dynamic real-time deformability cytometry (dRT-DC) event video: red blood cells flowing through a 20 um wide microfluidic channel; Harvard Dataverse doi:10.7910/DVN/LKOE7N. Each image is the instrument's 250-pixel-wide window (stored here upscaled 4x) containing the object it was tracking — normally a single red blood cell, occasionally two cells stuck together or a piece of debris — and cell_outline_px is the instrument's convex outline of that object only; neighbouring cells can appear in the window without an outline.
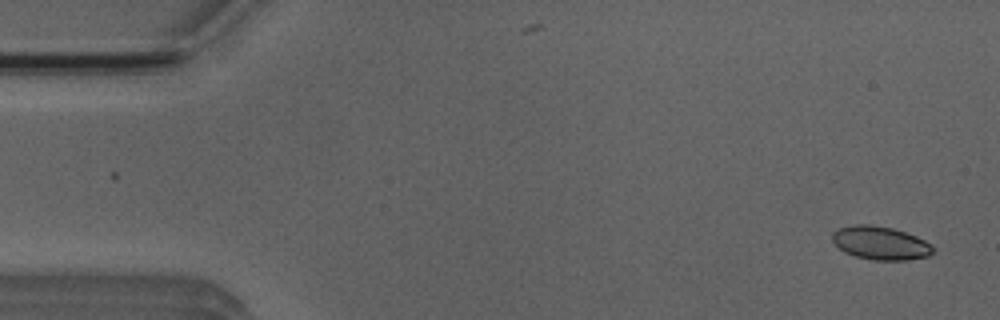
{"species": "Egyptian fruit bat (a non-hibernating species)", "species_latin": "Rousettus aegyptiacus", "temperature_condition": "room temperature", "stored_images_in_passage": 6, "camera_frame_rate_fps": 3000, "um_per_image_px": 0.085, "animal": {"sex": "male"}, "frame": {"image": 1, "passage_image": 6, "time_ms": 6.667, "image_size_px": [1000, 320], "cell_outline_px": [[936, 248], [928, 256], [908, 260], [872, 260], [856, 256], [844, 252], [832, 240], [832, 232], [840, 228], [856, 224], [868, 224], [892, 228], [916, 236], [932, 244]], "centroid_in_image_um": [74.86, 20.66], "position_along_channel_um": 10.1, "area_um2": 19.54}}